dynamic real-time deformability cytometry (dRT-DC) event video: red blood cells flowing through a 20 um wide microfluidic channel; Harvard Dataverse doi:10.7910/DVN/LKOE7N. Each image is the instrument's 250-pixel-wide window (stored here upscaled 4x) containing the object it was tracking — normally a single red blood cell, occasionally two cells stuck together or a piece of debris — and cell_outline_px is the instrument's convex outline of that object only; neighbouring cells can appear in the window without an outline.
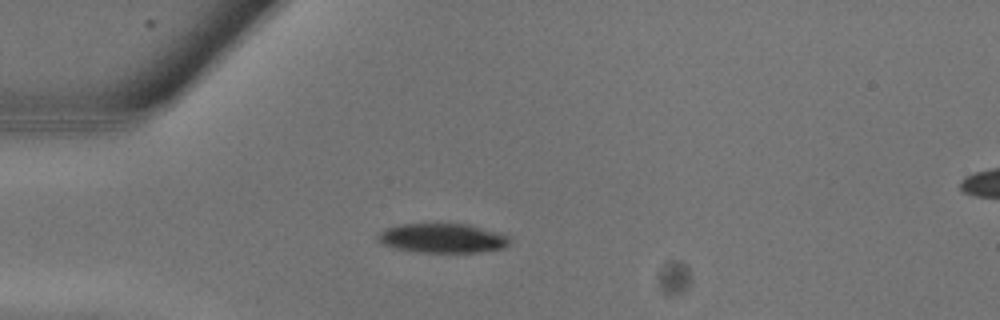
{"species": "common noctule bat (a hibernating species)", "species_latin": "Nyctalus noctula", "temperature_condition": "warm", "stored_images_in_passage": 11, "camera_frame_rate_fps": 3000, "um_per_image_px": 0.085, "animal": {"sex": "male", "body_mass_g": 13.3}, "frame": {"image": 1, "passage_image": 7, "time_ms": 2.0, "image_size_px": [1000, 320], "cell_outline_px": [[512, 240], [504, 248], [480, 252], [416, 252], [396, 248], [384, 244], [376, 236], [380, 232], [388, 228], [404, 224], [468, 224], [500, 232], [508, 236]], "centroid_in_image_um": [37.68, 20.25], "position_along_channel_um": 47.3, "area_um2": 22.43}}
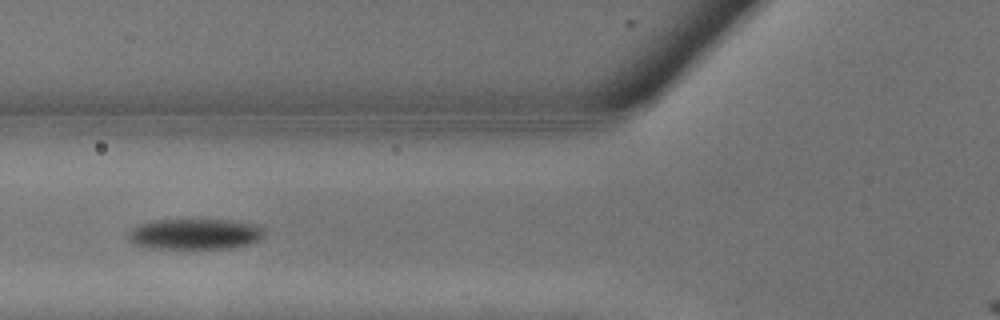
{"frame": {"image": 2, "passage_image": 10, "time_ms": 3.0, "image_size_px": [1000, 320], "cell_outline_px": [[264, 236], [260, 240], [248, 244], [228, 248], [148, 248], [132, 244], [128, 240], [128, 232], [132, 228], [140, 224], [152, 220], [232, 220], [256, 224], [264, 228]], "centroid_in_image_um": [16.56, 19.89], "position_along_channel_um": 109.2, "area_um2": 24.51}}